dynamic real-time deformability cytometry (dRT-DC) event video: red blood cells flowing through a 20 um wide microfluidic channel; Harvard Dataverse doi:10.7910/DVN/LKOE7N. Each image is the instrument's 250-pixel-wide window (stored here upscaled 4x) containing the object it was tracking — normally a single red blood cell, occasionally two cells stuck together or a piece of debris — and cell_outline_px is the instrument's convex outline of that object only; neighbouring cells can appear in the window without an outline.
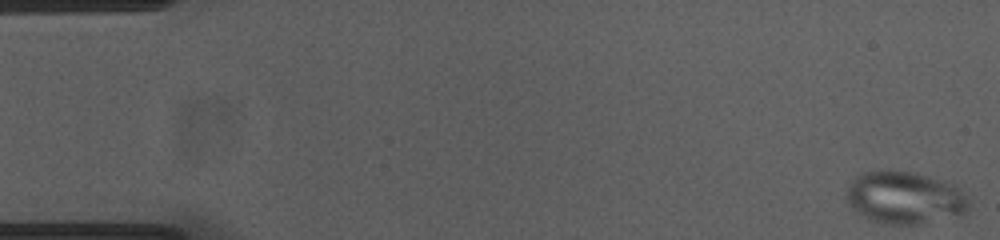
{"species": "common noctule bat (a hibernating species)", "species_latin": "Nyctalus noctula", "temperature_condition": "cold", "stored_images_in_passage": 55, "camera_frame_rate_fps": 3000, "um_per_image_px": 0.085, "animal": {"sex": "female", "body_mass_g": 23.0, "forearm_length_mm": 53.4}, "frame": {"image": 1, "passage_image": 1, "time_ms": 0.0, "image_size_px": [1000, 240], "cell_outline_px": [[968, 212], [964, 216], [924, 224], [888, 224], [872, 220], [864, 216], [848, 204], [844, 196], [848, 184], [860, 172], [888, 168], [912, 172], [952, 184], [960, 188], [968, 196]], "centroid_in_image_um": [76.91, 16.8], "position_along_channel_um": 8.1, "area_um2": 38.26}}
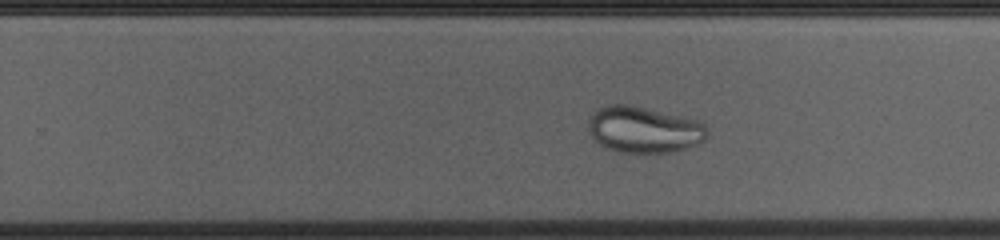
{"frame": {"image": 2, "passage_image": 34, "time_ms": 11.0, "image_size_px": [1000, 240], "cell_outline_px": [[708, 136], [704, 140], [696, 144], [672, 152], [620, 152], [608, 148], [600, 144], [588, 132], [588, 120], [592, 112], [608, 104], [628, 104], [704, 120], [708, 132]], "centroid_in_image_um": [54.76, 10.99], "position_along_channel_um": 275.0, "area_um2": 32.37}}
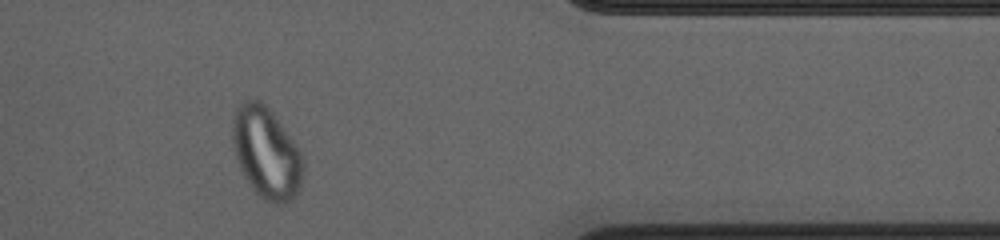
{"frame": {"image": 3, "passage_image": 45, "time_ms": 14.667, "image_size_px": [1000, 240], "cell_outline_px": [[304, 168], [300, 188], [296, 196], [284, 204], [276, 204], [264, 200], [252, 188], [244, 176], [240, 168], [236, 156], [232, 140], [232, 120], [236, 108], [240, 104], [256, 96], [272, 112], [288, 132], [300, 148], [304, 160]], "centroid_in_image_um": [22.66, 12.98], "position_along_channel_um": 388.7, "area_um2": 37.97}}